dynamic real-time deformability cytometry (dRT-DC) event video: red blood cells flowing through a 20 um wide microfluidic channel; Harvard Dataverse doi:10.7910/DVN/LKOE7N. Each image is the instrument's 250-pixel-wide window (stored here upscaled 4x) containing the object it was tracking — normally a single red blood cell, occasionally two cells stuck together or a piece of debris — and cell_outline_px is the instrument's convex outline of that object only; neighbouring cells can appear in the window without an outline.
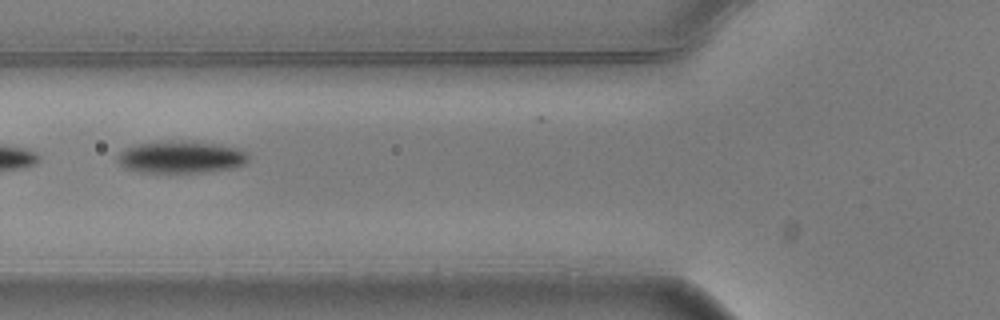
{"species": "common noctule bat (a hibernating species)", "species_latin": "Nyctalus noctula", "temperature_condition": "warm", "stored_images_in_passage": 5, "camera_frame_rate_fps": 3000, "um_per_image_px": 0.085, "animal": {"sex": "male", "body_mass_g": 20.5, "forearm_length_mm": 52.5}, "frame": {"image": 1, "passage_image": 3, "time_ms": 0.667, "image_size_px": [1000, 320], "cell_outline_px": [[248, 160], [244, 164], [232, 168], [212, 172], [140, 172], [124, 168], [116, 160], [116, 156], [124, 148], [136, 144], [220, 144], [240, 148], [248, 152]], "centroid_in_image_um": [15.41, 13.41], "position_along_channel_um": 110.4, "area_um2": 23.64}}
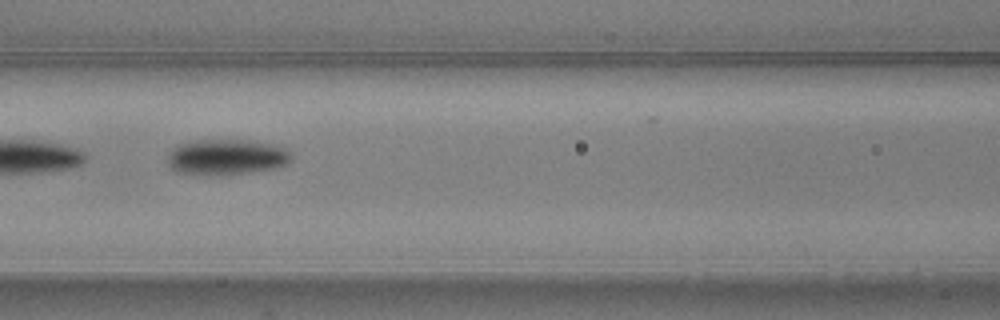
{"frame": {"image": 2, "passage_image": 4, "time_ms": 1.0, "image_size_px": [1000, 320], "cell_outline_px": [[292, 160], [288, 164], [276, 168], [224, 176], [208, 176], [176, 172], [168, 164], [168, 152], [176, 144], [196, 140], [256, 140], [284, 148], [292, 156]], "centroid_in_image_um": [19.22, 13.36], "position_along_channel_um": 147.4, "area_um2": 26.3}}